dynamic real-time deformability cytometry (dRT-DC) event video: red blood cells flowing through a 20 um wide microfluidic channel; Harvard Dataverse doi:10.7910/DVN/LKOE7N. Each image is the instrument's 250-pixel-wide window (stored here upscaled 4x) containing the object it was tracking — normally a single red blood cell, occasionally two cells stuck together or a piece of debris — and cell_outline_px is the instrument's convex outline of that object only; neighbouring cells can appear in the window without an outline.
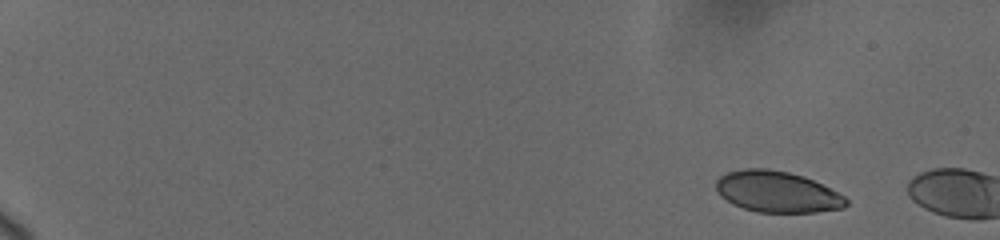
{"species": "human", "species_latin": "Homo sapiens", "temperature_condition": "cold", "stored_images_in_passage": 4, "camera_frame_rate_fps": 3000, "um_per_image_px": 0.085, "donor": {"sex": "female"}, "frame": {"image": 1, "passage_image": 2, "time_ms": 0.667, "image_size_px": [1000, 240], "cell_outline_px": [[848, 204], [844, 208], [816, 212], [756, 212], [732, 204], [720, 196], [716, 188], [716, 180], [720, 176], [728, 172], [744, 168], [768, 168], [788, 172], [804, 176], [844, 196], [848, 200]], "centroid_in_image_um": [66.03, 16.3], "position_along_channel_um": 19.0, "area_um2": 31.15}}